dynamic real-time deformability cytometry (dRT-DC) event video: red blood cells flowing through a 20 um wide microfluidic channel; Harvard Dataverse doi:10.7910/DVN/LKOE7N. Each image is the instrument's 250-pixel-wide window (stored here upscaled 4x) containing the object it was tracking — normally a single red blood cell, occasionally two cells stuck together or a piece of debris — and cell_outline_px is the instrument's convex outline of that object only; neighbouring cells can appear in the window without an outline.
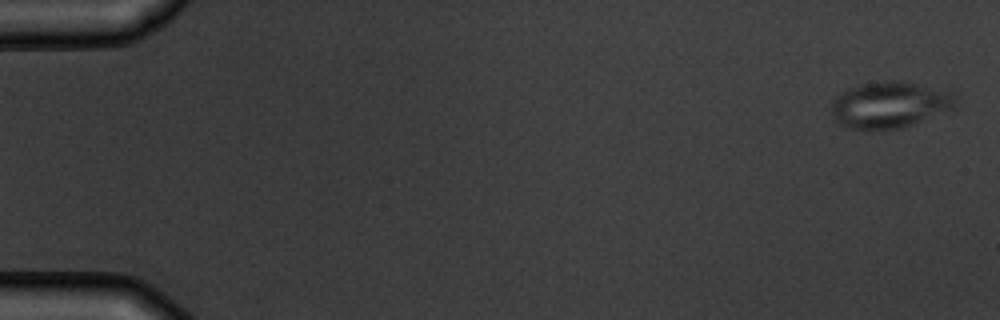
{"species": "common noctule bat (a hibernating species)", "species_latin": "Nyctalus noctula", "temperature_condition": "warm", "stored_images_in_passage": 5, "camera_frame_rate_fps": 3000, "um_per_image_px": 0.085, "animal": {"sex": "male", "body_mass_g": 19.5, "forearm_length_mm": 54.6}, "frame": {"image": 1, "passage_image": 1, "time_ms": 0.0, "image_size_px": [1000, 320], "cell_outline_px": [[956, 100], [952, 108], [912, 124], [896, 128], [848, 128], [840, 124], [836, 120], [832, 112], [832, 100], [840, 92], [848, 88], [864, 84], [884, 80], [892, 80], [916, 84], [948, 92]], "centroid_in_image_um": [75.54, 8.89], "position_along_channel_um": 9.5, "area_um2": 32.37}}